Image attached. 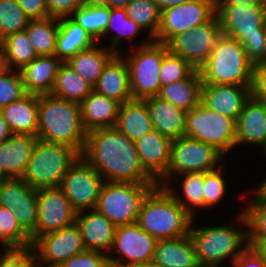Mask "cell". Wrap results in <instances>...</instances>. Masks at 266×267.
Returning a JSON list of instances; mask_svg holds the SVG:
<instances>
[{"instance_id":"cell-42","label":"cell","mask_w":266,"mask_h":267,"mask_svg":"<svg viewBox=\"0 0 266 267\" xmlns=\"http://www.w3.org/2000/svg\"><path fill=\"white\" fill-rule=\"evenodd\" d=\"M31 245V237L21 228L13 211L0 206V247L26 248Z\"/></svg>"},{"instance_id":"cell-37","label":"cell","mask_w":266,"mask_h":267,"mask_svg":"<svg viewBox=\"0 0 266 267\" xmlns=\"http://www.w3.org/2000/svg\"><path fill=\"white\" fill-rule=\"evenodd\" d=\"M25 30L38 56L55 55L59 19L30 20Z\"/></svg>"},{"instance_id":"cell-20","label":"cell","mask_w":266,"mask_h":267,"mask_svg":"<svg viewBox=\"0 0 266 267\" xmlns=\"http://www.w3.org/2000/svg\"><path fill=\"white\" fill-rule=\"evenodd\" d=\"M242 145L260 147L261 155L266 147V103L252 97L236 120V148Z\"/></svg>"},{"instance_id":"cell-9","label":"cell","mask_w":266,"mask_h":267,"mask_svg":"<svg viewBox=\"0 0 266 267\" xmlns=\"http://www.w3.org/2000/svg\"><path fill=\"white\" fill-rule=\"evenodd\" d=\"M225 155L216 147L182 136L172 141L167 171L157 180L164 186L172 177L188 172H210L221 167Z\"/></svg>"},{"instance_id":"cell-58","label":"cell","mask_w":266,"mask_h":267,"mask_svg":"<svg viewBox=\"0 0 266 267\" xmlns=\"http://www.w3.org/2000/svg\"><path fill=\"white\" fill-rule=\"evenodd\" d=\"M111 267H158L153 263L150 262H137V263H112Z\"/></svg>"},{"instance_id":"cell-10","label":"cell","mask_w":266,"mask_h":267,"mask_svg":"<svg viewBox=\"0 0 266 267\" xmlns=\"http://www.w3.org/2000/svg\"><path fill=\"white\" fill-rule=\"evenodd\" d=\"M185 136L210 144L226 156L236 148V120L210 110L200 102L186 112Z\"/></svg>"},{"instance_id":"cell-6","label":"cell","mask_w":266,"mask_h":267,"mask_svg":"<svg viewBox=\"0 0 266 267\" xmlns=\"http://www.w3.org/2000/svg\"><path fill=\"white\" fill-rule=\"evenodd\" d=\"M144 37L140 43H134L136 46L121 53L128 66L133 100L158 96L161 65L169 51L167 44L156 42L148 35Z\"/></svg>"},{"instance_id":"cell-43","label":"cell","mask_w":266,"mask_h":267,"mask_svg":"<svg viewBox=\"0 0 266 267\" xmlns=\"http://www.w3.org/2000/svg\"><path fill=\"white\" fill-rule=\"evenodd\" d=\"M223 168L226 169L222 165L216 170L204 173L203 209L205 210H213L217 205L220 206L229 193L227 192L230 189L227 182L229 180H226L227 175Z\"/></svg>"},{"instance_id":"cell-11","label":"cell","mask_w":266,"mask_h":267,"mask_svg":"<svg viewBox=\"0 0 266 267\" xmlns=\"http://www.w3.org/2000/svg\"><path fill=\"white\" fill-rule=\"evenodd\" d=\"M222 35L220 20L216 14L210 21L177 34L167 46L171 53L182 57L199 70L210 57Z\"/></svg>"},{"instance_id":"cell-26","label":"cell","mask_w":266,"mask_h":267,"mask_svg":"<svg viewBox=\"0 0 266 267\" xmlns=\"http://www.w3.org/2000/svg\"><path fill=\"white\" fill-rule=\"evenodd\" d=\"M63 62L55 55L37 56L20 70L29 94H51L59 67Z\"/></svg>"},{"instance_id":"cell-19","label":"cell","mask_w":266,"mask_h":267,"mask_svg":"<svg viewBox=\"0 0 266 267\" xmlns=\"http://www.w3.org/2000/svg\"><path fill=\"white\" fill-rule=\"evenodd\" d=\"M75 223L80 229L86 250L108 255L113 247L116 226L96 209L76 213Z\"/></svg>"},{"instance_id":"cell-62","label":"cell","mask_w":266,"mask_h":267,"mask_svg":"<svg viewBox=\"0 0 266 267\" xmlns=\"http://www.w3.org/2000/svg\"><path fill=\"white\" fill-rule=\"evenodd\" d=\"M266 173V171H265ZM264 179L259 183V186L256 187L263 193H266V174L263 176Z\"/></svg>"},{"instance_id":"cell-61","label":"cell","mask_w":266,"mask_h":267,"mask_svg":"<svg viewBox=\"0 0 266 267\" xmlns=\"http://www.w3.org/2000/svg\"><path fill=\"white\" fill-rule=\"evenodd\" d=\"M7 69L4 53V45L2 40H0V72Z\"/></svg>"},{"instance_id":"cell-33","label":"cell","mask_w":266,"mask_h":267,"mask_svg":"<svg viewBox=\"0 0 266 267\" xmlns=\"http://www.w3.org/2000/svg\"><path fill=\"white\" fill-rule=\"evenodd\" d=\"M115 127L134 142L151 132L153 126L146 103L131 100L121 104Z\"/></svg>"},{"instance_id":"cell-48","label":"cell","mask_w":266,"mask_h":267,"mask_svg":"<svg viewBox=\"0 0 266 267\" xmlns=\"http://www.w3.org/2000/svg\"><path fill=\"white\" fill-rule=\"evenodd\" d=\"M58 267H111L108 255L98 251L85 250L66 260Z\"/></svg>"},{"instance_id":"cell-2","label":"cell","mask_w":266,"mask_h":267,"mask_svg":"<svg viewBox=\"0 0 266 267\" xmlns=\"http://www.w3.org/2000/svg\"><path fill=\"white\" fill-rule=\"evenodd\" d=\"M236 214L232 225L218 223L212 227L210 225L198 227L194 224L197 221L196 218H199H193L189 236L200 267L224 266L227 264L226 261L231 264L249 247L248 220L243 208H240ZM234 223L236 225L233 226Z\"/></svg>"},{"instance_id":"cell-50","label":"cell","mask_w":266,"mask_h":267,"mask_svg":"<svg viewBox=\"0 0 266 267\" xmlns=\"http://www.w3.org/2000/svg\"><path fill=\"white\" fill-rule=\"evenodd\" d=\"M21 228L31 237L36 239V226L38 218V206H23L13 211Z\"/></svg>"},{"instance_id":"cell-53","label":"cell","mask_w":266,"mask_h":267,"mask_svg":"<svg viewBox=\"0 0 266 267\" xmlns=\"http://www.w3.org/2000/svg\"><path fill=\"white\" fill-rule=\"evenodd\" d=\"M230 267H266V259L258 248L249 246Z\"/></svg>"},{"instance_id":"cell-45","label":"cell","mask_w":266,"mask_h":267,"mask_svg":"<svg viewBox=\"0 0 266 267\" xmlns=\"http://www.w3.org/2000/svg\"><path fill=\"white\" fill-rule=\"evenodd\" d=\"M196 69L182 57L168 51L160 70L161 87L189 78Z\"/></svg>"},{"instance_id":"cell-30","label":"cell","mask_w":266,"mask_h":267,"mask_svg":"<svg viewBox=\"0 0 266 267\" xmlns=\"http://www.w3.org/2000/svg\"><path fill=\"white\" fill-rule=\"evenodd\" d=\"M95 44L97 42L93 37L70 17L59 19L55 56L62 62H67L78 52L87 50Z\"/></svg>"},{"instance_id":"cell-32","label":"cell","mask_w":266,"mask_h":267,"mask_svg":"<svg viewBox=\"0 0 266 267\" xmlns=\"http://www.w3.org/2000/svg\"><path fill=\"white\" fill-rule=\"evenodd\" d=\"M103 43H97L93 47L78 52L66 63L83 79L94 86L101 76L104 67L116 55V53Z\"/></svg>"},{"instance_id":"cell-24","label":"cell","mask_w":266,"mask_h":267,"mask_svg":"<svg viewBox=\"0 0 266 267\" xmlns=\"http://www.w3.org/2000/svg\"><path fill=\"white\" fill-rule=\"evenodd\" d=\"M94 90L121 104L133 100L128 66L121 54H116L104 67Z\"/></svg>"},{"instance_id":"cell-56","label":"cell","mask_w":266,"mask_h":267,"mask_svg":"<svg viewBox=\"0 0 266 267\" xmlns=\"http://www.w3.org/2000/svg\"><path fill=\"white\" fill-rule=\"evenodd\" d=\"M215 4L246 3L250 5H266V0H214Z\"/></svg>"},{"instance_id":"cell-31","label":"cell","mask_w":266,"mask_h":267,"mask_svg":"<svg viewBox=\"0 0 266 267\" xmlns=\"http://www.w3.org/2000/svg\"><path fill=\"white\" fill-rule=\"evenodd\" d=\"M143 32L145 31L127 16L126 9L110 8V16L104 32V38H110L109 46L107 43L105 45L109 49L113 50L116 54H121L123 51L133 48V44L131 45V43H134L132 40H135L133 38L144 34ZM109 34L112 36L110 37Z\"/></svg>"},{"instance_id":"cell-22","label":"cell","mask_w":266,"mask_h":267,"mask_svg":"<svg viewBox=\"0 0 266 267\" xmlns=\"http://www.w3.org/2000/svg\"><path fill=\"white\" fill-rule=\"evenodd\" d=\"M121 103L93 90L81 103L82 125L88 133L95 129L115 127Z\"/></svg>"},{"instance_id":"cell-64","label":"cell","mask_w":266,"mask_h":267,"mask_svg":"<svg viewBox=\"0 0 266 267\" xmlns=\"http://www.w3.org/2000/svg\"><path fill=\"white\" fill-rule=\"evenodd\" d=\"M6 178L4 177V175L1 173V171H0V183L2 182V181H4Z\"/></svg>"},{"instance_id":"cell-15","label":"cell","mask_w":266,"mask_h":267,"mask_svg":"<svg viewBox=\"0 0 266 267\" xmlns=\"http://www.w3.org/2000/svg\"><path fill=\"white\" fill-rule=\"evenodd\" d=\"M223 34L241 44L247 36L266 35V5L215 4Z\"/></svg>"},{"instance_id":"cell-63","label":"cell","mask_w":266,"mask_h":267,"mask_svg":"<svg viewBox=\"0 0 266 267\" xmlns=\"http://www.w3.org/2000/svg\"><path fill=\"white\" fill-rule=\"evenodd\" d=\"M258 249L262 252L266 259V244L259 246Z\"/></svg>"},{"instance_id":"cell-35","label":"cell","mask_w":266,"mask_h":267,"mask_svg":"<svg viewBox=\"0 0 266 267\" xmlns=\"http://www.w3.org/2000/svg\"><path fill=\"white\" fill-rule=\"evenodd\" d=\"M254 188L245 194L248 195L245 200L249 199V194L251 200L245 201L246 205L242 208L248 220L249 246L258 248L266 244V193L256 186Z\"/></svg>"},{"instance_id":"cell-25","label":"cell","mask_w":266,"mask_h":267,"mask_svg":"<svg viewBox=\"0 0 266 267\" xmlns=\"http://www.w3.org/2000/svg\"><path fill=\"white\" fill-rule=\"evenodd\" d=\"M135 145L144 168L158 180L167 171L172 140L152 130Z\"/></svg>"},{"instance_id":"cell-8","label":"cell","mask_w":266,"mask_h":267,"mask_svg":"<svg viewBox=\"0 0 266 267\" xmlns=\"http://www.w3.org/2000/svg\"><path fill=\"white\" fill-rule=\"evenodd\" d=\"M157 185L105 181L95 209L116 227L136 223L143 199Z\"/></svg>"},{"instance_id":"cell-54","label":"cell","mask_w":266,"mask_h":267,"mask_svg":"<svg viewBox=\"0 0 266 267\" xmlns=\"http://www.w3.org/2000/svg\"><path fill=\"white\" fill-rule=\"evenodd\" d=\"M31 19L48 18L46 0H15Z\"/></svg>"},{"instance_id":"cell-36","label":"cell","mask_w":266,"mask_h":267,"mask_svg":"<svg viewBox=\"0 0 266 267\" xmlns=\"http://www.w3.org/2000/svg\"><path fill=\"white\" fill-rule=\"evenodd\" d=\"M93 90L94 86L63 62L57 72L51 94L80 104Z\"/></svg>"},{"instance_id":"cell-21","label":"cell","mask_w":266,"mask_h":267,"mask_svg":"<svg viewBox=\"0 0 266 267\" xmlns=\"http://www.w3.org/2000/svg\"><path fill=\"white\" fill-rule=\"evenodd\" d=\"M38 139L34 135L12 134L0 144V171L6 179L23 176Z\"/></svg>"},{"instance_id":"cell-5","label":"cell","mask_w":266,"mask_h":267,"mask_svg":"<svg viewBox=\"0 0 266 267\" xmlns=\"http://www.w3.org/2000/svg\"><path fill=\"white\" fill-rule=\"evenodd\" d=\"M252 65L243 45L223 34L198 71L202 84L251 86Z\"/></svg>"},{"instance_id":"cell-16","label":"cell","mask_w":266,"mask_h":267,"mask_svg":"<svg viewBox=\"0 0 266 267\" xmlns=\"http://www.w3.org/2000/svg\"><path fill=\"white\" fill-rule=\"evenodd\" d=\"M157 240L137 223L117 226L113 247L108 254L112 263L153 261Z\"/></svg>"},{"instance_id":"cell-23","label":"cell","mask_w":266,"mask_h":267,"mask_svg":"<svg viewBox=\"0 0 266 267\" xmlns=\"http://www.w3.org/2000/svg\"><path fill=\"white\" fill-rule=\"evenodd\" d=\"M143 101L147 105L153 130L172 141L185 136V111L159 96Z\"/></svg>"},{"instance_id":"cell-57","label":"cell","mask_w":266,"mask_h":267,"mask_svg":"<svg viewBox=\"0 0 266 267\" xmlns=\"http://www.w3.org/2000/svg\"><path fill=\"white\" fill-rule=\"evenodd\" d=\"M12 133L0 111V144L3 143Z\"/></svg>"},{"instance_id":"cell-40","label":"cell","mask_w":266,"mask_h":267,"mask_svg":"<svg viewBox=\"0 0 266 267\" xmlns=\"http://www.w3.org/2000/svg\"><path fill=\"white\" fill-rule=\"evenodd\" d=\"M110 16L109 6H81L77 8L70 17L78 25L82 26L99 43L104 42Z\"/></svg>"},{"instance_id":"cell-41","label":"cell","mask_w":266,"mask_h":267,"mask_svg":"<svg viewBox=\"0 0 266 267\" xmlns=\"http://www.w3.org/2000/svg\"><path fill=\"white\" fill-rule=\"evenodd\" d=\"M127 16L134 20L152 40L157 36L161 10L152 0H131L126 6Z\"/></svg>"},{"instance_id":"cell-27","label":"cell","mask_w":266,"mask_h":267,"mask_svg":"<svg viewBox=\"0 0 266 267\" xmlns=\"http://www.w3.org/2000/svg\"><path fill=\"white\" fill-rule=\"evenodd\" d=\"M0 111L12 134L37 136L38 95L27 93Z\"/></svg>"},{"instance_id":"cell-59","label":"cell","mask_w":266,"mask_h":267,"mask_svg":"<svg viewBox=\"0 0 266 267\" xmlns=\"http://www.w3.org/2000/svg\"><path fill=\"white\" fill-rule=\"evenodd\" d=\"M83 6H108L109 0H81Z\"/></svg>"},{"instance_id":"cell-29","label":"cell","mask_w":266,"mask_h":267,"mask_svg":"<svg viewBox=\"0 0 266 267\" xmlns=\"http://www.w3.org/2000/svg\"><path fill=\"white\" fill-rule=\"evenodd\" d=\"M153 263L158 267H200L189 235L157 241Z\"/></svg>"},{"instance_id":"cell-49","label":"cell","mask_w":266,"mask_h":267,"mask_svg":"<svg viewBox=\"0 0 266 267\" xmlns=\"http://www.w3.org/2000/svg\"><path fill=\"white\" fill-rule=\"evenodd\" d=\"M251 97L266 103V61L252 65Z\"/></svg>"},{"instance_id":"cell-18","label":"cell","mask_w":266,"mask_h":267,"mask_svg":"<svg viewBox=\"0 0 266 267\" xmlns=\"http://www.w3.org/2000/svg\"><path fill=\"white\" fill-rule=\"evenodd\" d=\"M250 86L202 84L200 102L208 109L237 120L250 99Z\"/></svg>"},{"instance_id":"cell-55","label":"cell","mask_w":266,"mask_h":267,"mask_svg":"<svg viewBox=\"0 0 266 267\" xmlns=\"http://www.w3.org/2000/svg\"><path fill=\"white\" fill-rule=\"evenodd\" d=\"M161 12L167 8L181 5L190 0H152Z\"/></svg>"},{"instance_id":"cell-39","label":"cell","mask_w":266,"mask_h":267,"mask_svg":"<svg viewBox=\"0 0 266 267\" xmlns=\"http://www.w3.org/2000/svg\"><path fill=\"white\" fill-rule=\"evenodd\" d=\"M0 206L12 211L23 206H37L36 189L22 178H8L0 183Z\"/></svg>"},{"instance_id":"cell-4","label":"cell","mask_w":266,"mask_h":267,"mask_svg":"<svg viewBox=\"0 0 266 267\" xmlns=\"http://www.w3.org/2000/svg\"><path fill=\"white\" fill-rule=\"evenodd\" d=\"M192 221L168 190L157 185L143 199L136 223L159 241L189 235Z\"/></svg>"},{"instance_id":"cell-1","label":"cell","mask_w":266,"mask_h":267,"mask_svg":"<svg viewBox=\"0 0 266 267\" xmlns=\"http://www.w3.org/2000/svg\"><path fill=\"white\" fill-rule=\"evenodd\" d=\"M81 156L105 181L158 183L144 168L135 142L116 127L88 132Z\"/></svg>"},{"instance_id":"cell-7","label":"cell","mask_w":266,"mask_h":267,"mask_svg":"<svg viewBox=\"0 0 266 267\" xmlns=\"http://www.w3.org/2000/svg\"><path fill=\"white\" fill-rule=\"evenodd\" d=\"M80 156L71 146L38 139L21 178L33 189L59 187L63 176Z\"/></svg>"},{"instance_id":"cell-13","label":"cell","mask_w":266,"mask_h":267,"mask_svg":"<svg viewBox=\"0 0 266 267\" xmlns=\"http://www.w3.org/2000/svg\"><path fill=\"white\" fill-rule=\"evenodd\" d=\"M31 248L37 267H58L86 250L76 223L37 237Z\"/></svg>"},{"instance_id":"cell-60","label":"cell","mask_w":266,"mask_h":267,"mask_svg":"<svg viewBox=\"0 0 266 267\" xmlns=\"http://www.w3.org/2000/svg\"><path fill=\"white\" fill-rule=\"evenodd\" d=\"M130 1L131 0H109L108 6L110 8H123V9H125L127 4Z\"/></svg>"},{"instance_id":"cell-17","label":"cell","mask_w":266,"mask_h":267,"mask_svg":"<svg viewBox=\"0 0 266 267\" xmlns=\"http://www.w3.org/2000/svg\"><path fill=\"white\" fill-rule=\"evenodd\" d=\"M36 194V238L75 223L77 212L59 187L36 189Z\"/></svg>"},{"instance_id":"cell-14","label":"cell","mask_w":266,"mask_h":267,"mask_svg":"<svg viewBox=\"0 0 266 267\" xmlns=\"http://www.w3.org/2000/svg\"><path fill=\"white\" fill-rule=\"evenodd\" d=\"M216 15L214 0H190L161 12L156 42L167 44L174 36L210 21Z\"/></svg>"},{"instance_id":"cell-47","label":"cell","mask_w":266,"mask_h":267,"mask_svg":"<svg viewBox=\"0 0 266 267\" xmlns=\"http://www.w3.org/2000/svg\"><path fill=\"white\" fill-rule=\"evenodd\" d=\"M2 252H0V267H37L31 246L2 249Z\"/></svg>"},{"instance_id":"cell-38","label":"cell","mask_w":266,"mask_h":267,"mask_svg":"<svg viewBox=\"0 0 266 267\" xmlns=\"http://www.w3.org/2000/svg\"><path fill=\"white\" fill-rule=\"evenodd\" d=\"M2 42L7 69L20 71L38 56L26 30L8 35Z\"/></svg>"},{"instance_id":"cell-52","label":"cell","mask_w":266,"mask_h":267,"mask_svg":"<svg viewBox=\"0 0 266 267\" xmlns=\"http://www.w3.org/2000/svg\"><path fill=\"white\" fill-rule=\"evenodd\" d=\"M81 6V0H46L48 16L55 19L69 18Z\"/></svg>"},{"instance_id":"cell-34","label":"cell","mask_w":266,"mask_h":267,"mask_svg":"<svg viewBox=\"0 0 266 267\" xmlns=\"http://www.w3.org/2000/svg\"><path fill=\"white\" fill-rule=\"evenodd\" d=\"M202 79L198 70L183 81L171 83L160 89L158 96L177 108L188 112L194 109L201 99Z\"/></svg>"},{"instance_id":"cell-44","label":"cell","mask_w":266,"mask_h":267,"mask_svg":"<svg viewBox=\"0 0 266 267\" xmlns=\"http://www.w3.org/2000/svg\"><path fill=\"white\" fill-rule=\"evenodd\" d=\"M30 20L15 0H0V40L25 30Z\"/></svg>"},{"instance_id":"cell-51","label":"cell","mask_w":266,"mask_h":267,"mask_svg":"<svg viewBox=\"0 0 266 267\" xmlns=\"http://www.w3.org/2000/svg\"><path fill=\"white\" fill-rule=\"evenodd\" d=\"M242 45L253 64L266 61V35L247 36Z\"/></svg>"},{"instance_id":"cell-46","label":"cell","mask_w":266,"mask_h":267,"mask_svg":"<svg viewBox=\"0 0 266 267\" xmlns=\"http://www.w3.org/2000/svg\"><path fill=\"white\" fill-rule=\"evenodd\" d=\"M26 94L20 71L6 69L0 72V110Z\"/></svg>"},{"instance_id":"cell-12","label":"cell","mask_w":266,"mask_h":267,"mask_svg":"<svg viewBox=\"0 0 266 267\" xmlns=\"http://www.w3.org/2000/svg\"><path fill=\"white\" fill-rule=\"evenodd\" d=\"M105 180L80 156L63 176L59 188L76 212L95 209Z\"/></svg>"},{"instance_id":"cell-65","label":"cell","mask_w":266,"mask_h":267,"mask_svg":"<svg viewBox=\"0 0 266 267\" xmlns=\"http://www.w3.org/2000/svg\"><path fill=\"white\" fill-rule=\"evenodd\" d=\"M262 152H263L262 156L266 158V147L262 150Z\"/></svg>"},{"instance_id":"cell-3","label":"cell","mask_w":266,"mask_h":267,"mask_svg":"<svg viewBox=\"0 0 266 267\" xmlns=\"http://www.w3.org/2000/svg\"><path fill=\"white\" fill-rule=\"evenodd\" d=\"M38 115L40 140L65 144L82 154L87 132L82 125L79 103L52 94L39 95Z\"/></svg>"},{"instance_id":"cell-28","label":"cell","mask_w":266,"mask_h":267,"mask_svg":"<svg viewBox=\"0 0 266 267\" xmlns=\"http://www.w3.org/2000/svg\"><path fill=\"white\" fill-rule=\"evenodd\" d=\"M175 179L180 183L177 185L179 187L175 186ZM203 187L204 173L202 172H188L174 176L164 185V188L193 218L199 214V209L203 210Z\"/></svg>"}]
</instances>
